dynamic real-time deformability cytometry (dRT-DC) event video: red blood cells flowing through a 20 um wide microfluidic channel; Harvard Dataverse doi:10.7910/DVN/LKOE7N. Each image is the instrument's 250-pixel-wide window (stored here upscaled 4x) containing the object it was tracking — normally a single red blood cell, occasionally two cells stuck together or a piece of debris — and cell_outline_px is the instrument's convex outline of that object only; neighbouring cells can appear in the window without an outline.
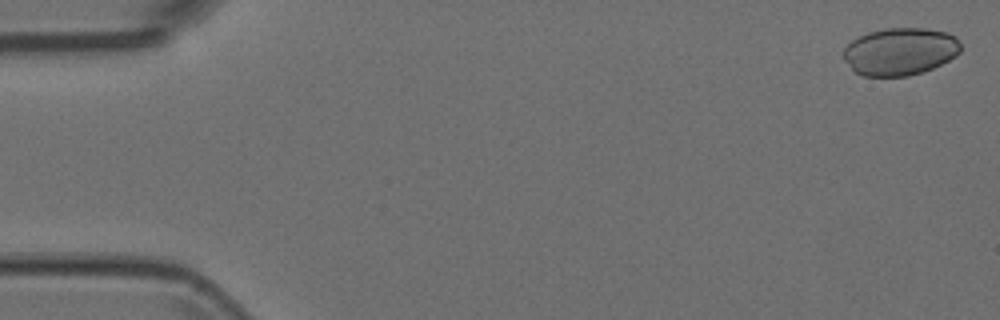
{"species": "Egyptian fruit bat (a non-hibernating species)", "species_latin": "Rousettus aegyptiacus", "temperature_condition": "room temperature", "stored_images_in_passage": 5, "camera_frame_rate_fps": 3000, "um_per_image_px": 0.085, "animal": {"sex": "female"}, "frame": {"image": 1, "passage_image": 1, "time_ms": 0.0, "image_size_px": [1000, 320], "cell_outline_px": [[960, 52], [956, 56], [932, 68], [908, 76], [864, 76], [856, 72], [844, 60], [844, 48], [852, 40], [868, 32], [884, 28], [924, 28], [948, 32], [956, 36], [960, 44]], "centroid_in_image_um": [76.51, 4.36], "position_along_channel_um": 8.5, "area_um2": 32.37}}
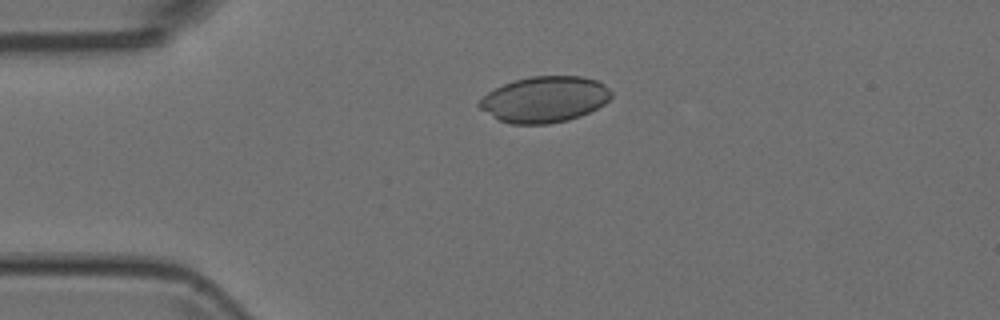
{"frame": {"image": 2, "passage_image": 4, "time_ms": 1.0, "image_size_px": [1000, 320], "cell_outline_px": [[612, 96], [604, 104], [580, 116], [568, 120], [548, 124], [512, 124], [500, 120], [480, 108], [476, 104], [488, 92], [504, 84], [516, 80], [532, 76], [580, 76], [596, 80], [604, 84], [612, 92]], "centroid_in_image_um": [46.3, 8.45], "position_along_channel_um": 38.7, "area_um2": 35.08}}